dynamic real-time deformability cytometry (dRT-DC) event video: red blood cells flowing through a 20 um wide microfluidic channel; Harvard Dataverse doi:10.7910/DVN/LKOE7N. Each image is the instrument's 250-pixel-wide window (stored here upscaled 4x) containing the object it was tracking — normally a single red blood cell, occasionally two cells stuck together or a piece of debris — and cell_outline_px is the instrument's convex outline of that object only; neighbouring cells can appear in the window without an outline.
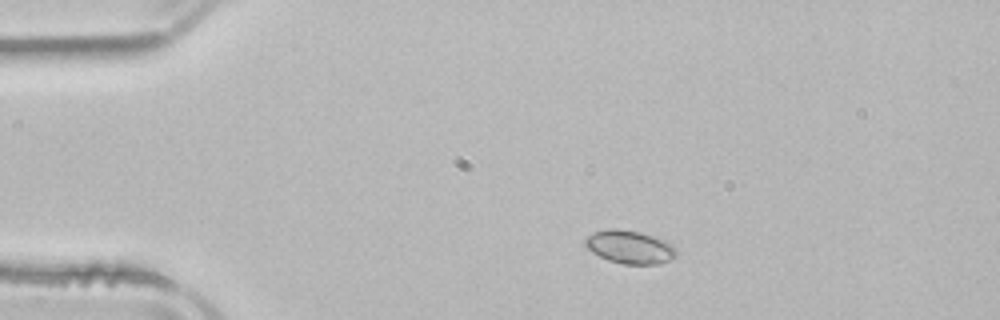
{"species": "common noctule bat (a hibernating species)", "species_latin": "Nyctalus noctula", "temperature_condition": "room temperature", "stored_images_in_passage": 2, "camera_frame_rate_fps": 3000, "um_per_image_px": 0.085, "animal": {"sex": "male", "body_mass_g": 21.5, "forearm_length_mm": 52.0}, "frame": {"image": 1, "passage_image": 1, "time_ms": 0.0, "image_size_px": [1000, 320], "cell_outline_px": [[680, 252], [672, 260], [660, 264], [624, 264], [608, 260], [592, 252], [584, 244], [584, 240], [592, 232], [612, 228], [616, 228], [640, 232], [664, 240], [672, 244]], "centroid_in_image_um": [53.57, 21.0], "position_along_channel_um": 31.4, "area_um2": 17.8}}